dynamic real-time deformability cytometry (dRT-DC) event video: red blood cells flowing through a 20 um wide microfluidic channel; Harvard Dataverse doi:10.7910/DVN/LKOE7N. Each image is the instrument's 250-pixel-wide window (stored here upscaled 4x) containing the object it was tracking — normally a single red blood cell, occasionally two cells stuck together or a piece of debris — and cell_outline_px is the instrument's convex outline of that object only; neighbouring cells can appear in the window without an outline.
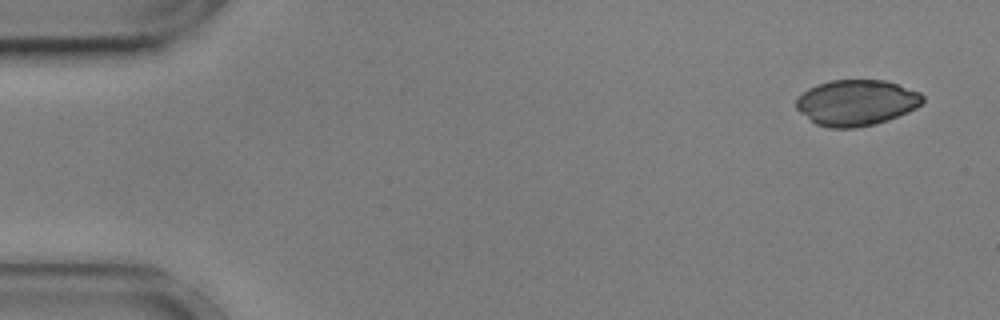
{"species": "common noctule bat (a hibernating species)", "species_latin": "Nyctalus noctula", "temperature_condition": "cold", "stored_images_in_passage": 53, "camera_frame_rate_fps": 3000, "um_per_image_px": 0.085, "animal": {"sex": "male", "body_mass_g": 17.9, "forearm_length_mm": 54.2}, "frame": {"image": 1, "passage_image": 1, "time_ms": 0.0, "image_size_px": [1000, 320], "cell_outline_px": [[924, 100], [916, 108], [908, 112], [888, 120], [876, 124], [852, 128], [828, 128], [816, 124], [800, 112], [796, 108], [796, 100], [808, 88], [816, 84], [832, 80], [884, 80], [920, 92], [924, 96]], "centroid_in_image_um": [72.79, 8.73], "position_along_channel_um": 12.2, "area_um2": 33.76}}